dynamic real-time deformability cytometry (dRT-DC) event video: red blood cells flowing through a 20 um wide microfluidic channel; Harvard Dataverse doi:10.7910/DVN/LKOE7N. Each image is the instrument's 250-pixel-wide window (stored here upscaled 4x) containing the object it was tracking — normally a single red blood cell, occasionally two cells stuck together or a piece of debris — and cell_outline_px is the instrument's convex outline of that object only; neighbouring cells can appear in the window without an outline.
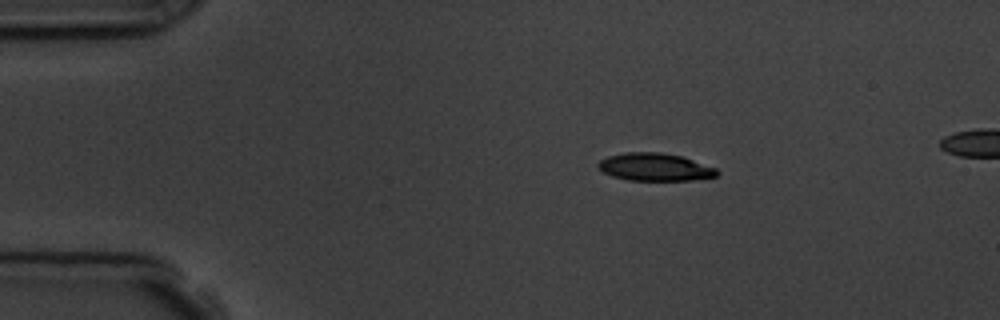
{"species": "common noctule bat (a hibernating species)", "species_latin": "Nyctalus noctula", "temperature_condition": "room temperature", "stored_images_in_passage": 4, "camera_frame_rate_fps": 3000, "um_per_image_px": 0.085, "animal": {"sex": "male", "body_mass_g": 19.5, "forearm_length_mm": 54.6}, "frame": {"image": 1, "passage_image": 1, "time_ms": 0.0, "image_size_px": [1000, 320], "cell_outline_px": [[720, 172], [716, 176], [692, 180], [628, 180], [612, 176], [596, 168], [596, 164], [600, 160], [608, 156], [624, 152], [660, 152], [680, 156], [716, 168]], "centroid_in_image_um": [55.62, 14.2], "position_along_channel_um": 29.4, "area_um2": 19.13}}